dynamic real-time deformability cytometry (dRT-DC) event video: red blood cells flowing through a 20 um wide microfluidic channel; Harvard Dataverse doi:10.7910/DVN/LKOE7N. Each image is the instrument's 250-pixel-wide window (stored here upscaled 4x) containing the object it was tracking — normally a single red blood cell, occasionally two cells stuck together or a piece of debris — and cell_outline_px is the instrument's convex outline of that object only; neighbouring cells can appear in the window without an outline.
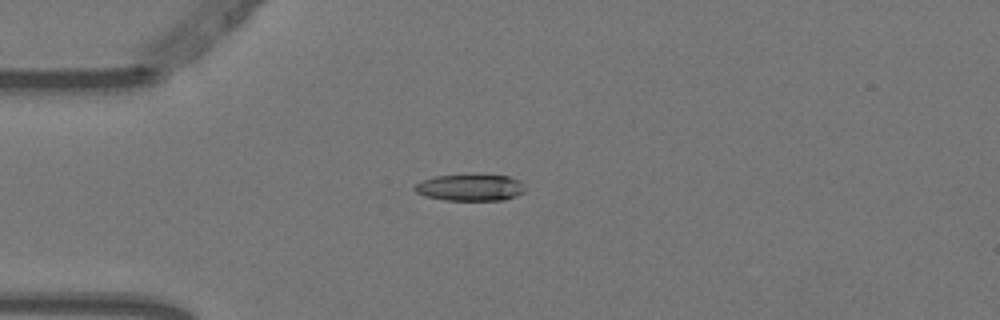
{"species": "Egyptian fruit bat (a non-hibernating species)", "species_latin": "Rousettus aegyptiacus", "temperature_condition": "warm", "stored_images_in_passage": 6, "camera_frame_rate_fps": 3000, "um_per_image_px": 0.085, "animal": {"sex": "female"}, "frame": {"image": 1, "passage_image": 3, "time_ms": 0.667, "image_size_px": [1000, 320], "cell_outline_px": [[524, 192], [516, 196], [504, 200], [444, 200], [424, 196], [416, 192], [412, 188], [416, 184], [424, 180], [436, 176], [476, 172], [508, 176], [520, 180], [524, 184]], "centroid_in_image_um": [39.99, 15.9], "position_along_channel_um": 45.0, "area_um2": 17.86}}
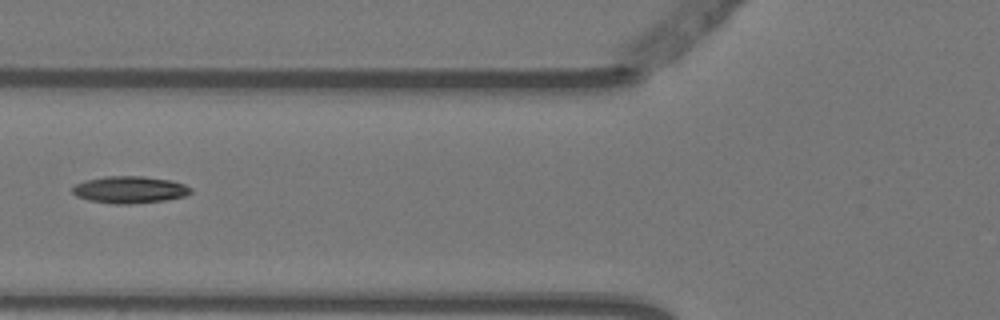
{"frame": {"image": 2, "passage_image": 5, "time_ms": 1.333, "image_size_px": [1000, 320], "cell_outline_px": [[192, 192], [184, 196], [164, 200], [132, 204], [112, 204], [88, 200], [76, 196], [72, 192], [72, 188], [76, 184], [84, 180], [104, 176], [144, 176], [172, 180], [184, 184], [192, 188]], "centroid_in_image_um": [11.01, 16.12], "position_along_channel_um": 114.8, "area_um2": 18.79}}
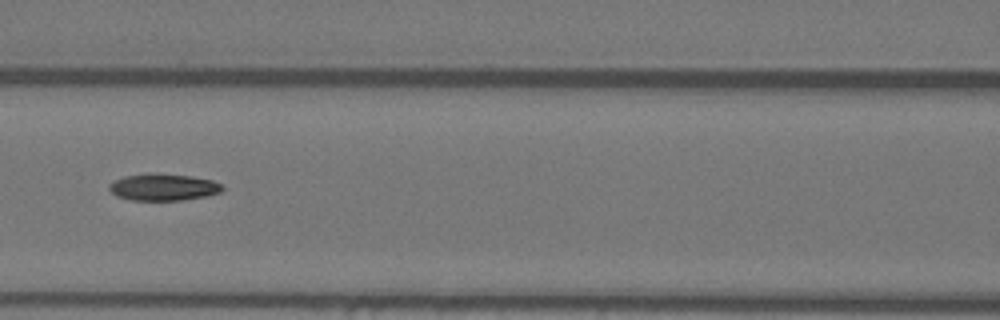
{"frame": {"image": 3, "passage_image": 6, "time_ms": 1.667, "image_size_px": [1000, 320], "cell_outline_px": [[224, 188], [220, 192], [208, 196], [184, 200], [132, 200], [116, 196], [108, 188], [108, 184], [124, 176], [192, 176], [212, 180], [220, 184]], "centroid_in_image_um": [13.92, 15.96], "position_along_channel_um": 152.7, "area_um2": 16.88}}